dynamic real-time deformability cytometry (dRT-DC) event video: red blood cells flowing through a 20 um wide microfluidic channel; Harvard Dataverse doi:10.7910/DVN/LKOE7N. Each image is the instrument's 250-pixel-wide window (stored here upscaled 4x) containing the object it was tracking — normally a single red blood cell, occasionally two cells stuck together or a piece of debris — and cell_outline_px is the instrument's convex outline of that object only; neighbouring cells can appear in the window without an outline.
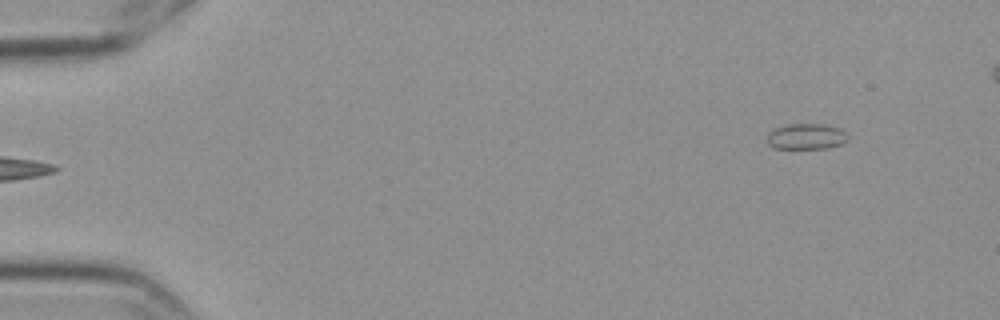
{"species": "Egyptian fruit bat (a non-hibernating species)", "species_latin": "Rousettus aegyptiacus", "temperature_condition": "cold", "stored_images_in_passage": 5, "segment_of_instrument_passage": [2, 2], "camera_frame_rate_fps": 3000, "um_per_image_px": 0.085, "frame": {"image": 1, "passage_image": 5, "time_ms": 1.333, "image_size_px": [1000, 320], "cell_outline_px": [[848, 136], [840, 144], [828, 148], [772, 148], [768, 144], [768, 132], [776, 128], [788, 124], [824, 124], [840, 128]], "centroid_in_image_um": [68.5, 11.6], "position_along_channel_um": 16.5, "area_um2": 11.96}}